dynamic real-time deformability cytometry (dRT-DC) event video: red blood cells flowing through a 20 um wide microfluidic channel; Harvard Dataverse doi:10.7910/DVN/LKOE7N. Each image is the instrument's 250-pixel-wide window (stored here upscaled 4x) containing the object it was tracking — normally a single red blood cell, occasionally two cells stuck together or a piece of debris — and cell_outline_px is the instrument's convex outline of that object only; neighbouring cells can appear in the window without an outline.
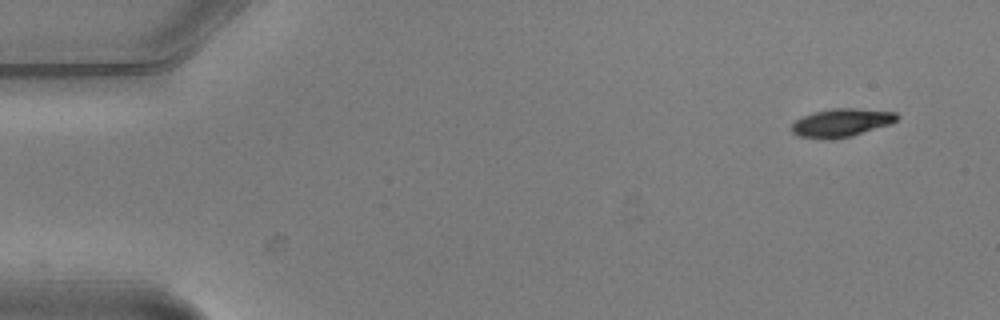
{"species": "common noctule bat (a hibernating species)", "species_latin": "Nyctalus noctula", "temperature_condition": "warm", "stored_images_in_passage": 9, "camera_frame_rate_fps": 3000, "um_per_image_px": 0.085, "animal": {"sex": "male", "body_mass_g": 20.5, "forearm_length_mm": 52.5}, "frame": {"image": 1, "passage_image": 1, "time_ms": 0.0, "image_size_px": [1000, 320], "cell_outline_px": [[900, 116], [896, 120], [888, 124], [852, 136], [832, 140], [796, 136], [792, 132], [792, 124], [796, 120], [812, 112], [832, 108], [852, 108], [896, 112]], "centroid_in_image_um": [71.49, 10.44], "position_along_channel_um": 13.5, "area_um2": 17.28}}
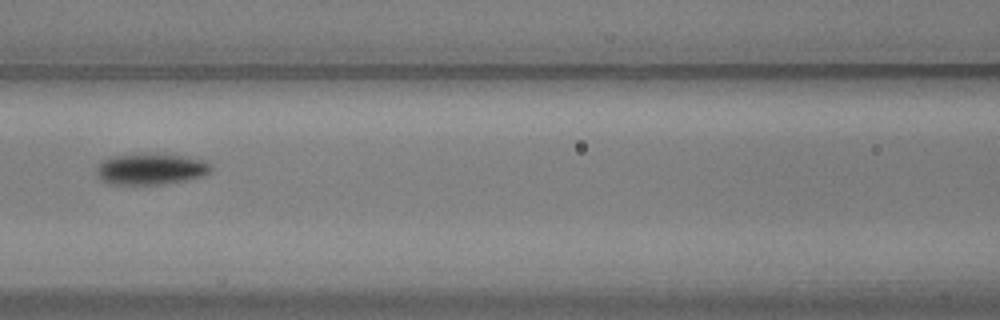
{"frame": {"image": 2, "passage_image": 6, "time_ms": 1.667, "image_size_px": [1000, 320], "cell_outline_px": [[212, 172], [204, 176], [164, 184], [108, 184], [100, 180], [96, 172], [96, 168], [100, 160], [112, 156], [184, 156], [204, 160], [212, 164]], "centroid_in_image_um": [12.82, 14.41], "position_along_channel_um": 153.8, "area_um2": 20.35}}
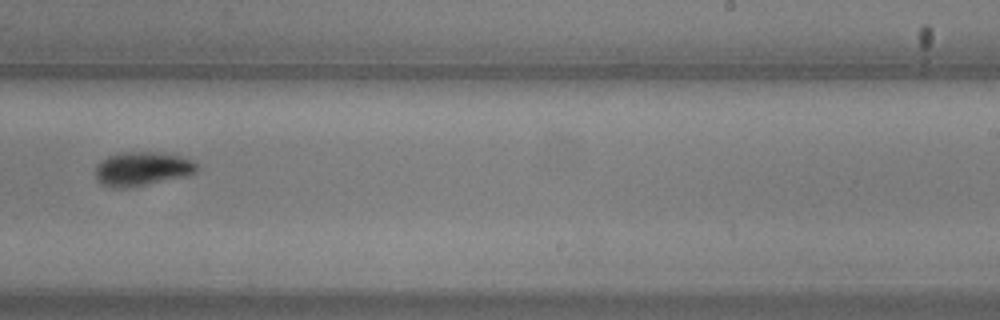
{"frame": {"image": 3, "passage_image": 9, "time_ms": 2.667, "image_size_px": [1000, 320], "cell_outline_px": [[200, 168], [196, 172], [188, 176], [132, 188], [112, 188], [100, 184], [96, 180], [96, 164], [100, 160], [116, 152], [164, 152], [180, 156], [192, 160]], "centroid_in_image_um": [12.08, 14.36], "position_along_channel_um": 276.9, "area_um2": 20.75}}